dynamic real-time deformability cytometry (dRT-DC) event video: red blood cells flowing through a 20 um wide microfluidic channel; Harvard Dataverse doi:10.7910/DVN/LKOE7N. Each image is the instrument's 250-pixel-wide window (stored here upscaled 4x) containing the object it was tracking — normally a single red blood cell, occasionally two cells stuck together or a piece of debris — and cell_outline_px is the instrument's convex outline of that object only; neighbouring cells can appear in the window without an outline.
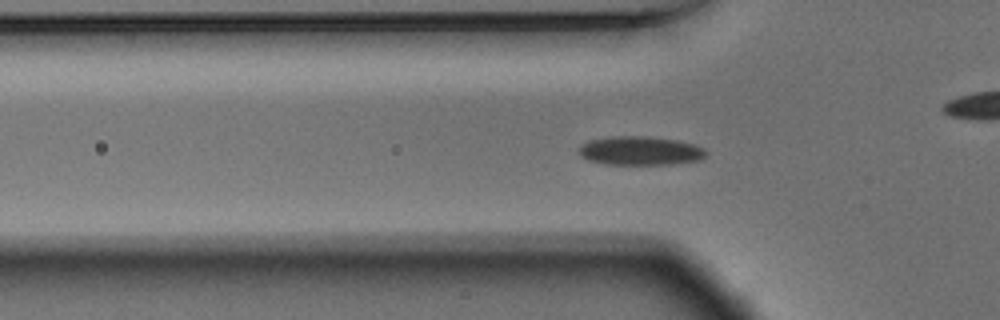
{"species": "Egyptian fruit bat (a non-hibernating species)", "species_latin": "Rousettus aegyptiacus", "temperature_condition": "warm", "stored_images_in_passage": 55, "camera_frame_rate_fps": 3000, "um_per_image_px": 0.085, "animal": {"sex": "male"}, "frame": {"image": 1, "passage_image": 17, "time_ms": 5.333, "image_size_px": [1000, 320], "cell_outline_px": [[708, 152], [700, 160], [672, 164], [604, 164], [588, 160], [580, 156], [580, 148], [584, 144], [592, 140], [612, 136], [648, 136], [676, 140], [692, 144], [704, 148]], "centroid_in_image_um": [54.44, 12.82], "position_along_channel_um": 71.4, "area_um2": 21.15}}
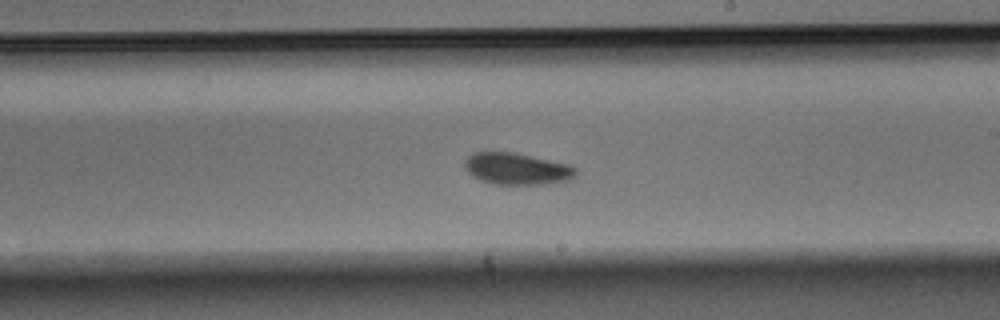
{"frame": {"image": 2, "passage_image": 31, "time_ms": 10.0, "image_size_px": [1000, 320], "cell_outline_px": [[576, 172], [568, 180], [540, 184], [496, 184], [480, 180], [472, 176], [464, 168], [464, 160], [472, 152], [516, 152], [568, 164], [576, 168]], "centroid_in_image_um": [43.87, 14.33], "position_along_channel_um": 245.1, "area_um2": 20.46}}
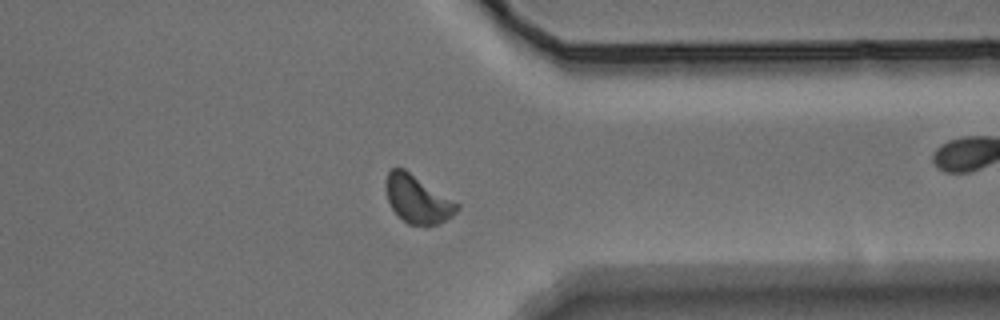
{"frame": {"image": 3, "passage_image": 42, "time_ms": 13.667, "image_size_px": [1000, 320], "cell_outline_px": [[460, 208], [452, 216], [440, 224], [408, 224], [392, 208], [388, 200], [384, 188], [384, 184], [388, 172], [392, 168], [404, 168], [460, 204]], "centroid_in_image_um": [35.49, 16.91], "position_along_channel_um": 375.9, "area_um2": 19.71}, "authors_computed_cell_mechanics": {"area_um2": 19.9988, "velocity_mm_per_s": 3.7034, "shape_relaxation_time_tau1_ms": 2.9961, "shape_relaxation_time_tau2_ms": 6.071, "deformation_change_tau1": 0.0771, "deformation_change_tau2": 0.0742}}